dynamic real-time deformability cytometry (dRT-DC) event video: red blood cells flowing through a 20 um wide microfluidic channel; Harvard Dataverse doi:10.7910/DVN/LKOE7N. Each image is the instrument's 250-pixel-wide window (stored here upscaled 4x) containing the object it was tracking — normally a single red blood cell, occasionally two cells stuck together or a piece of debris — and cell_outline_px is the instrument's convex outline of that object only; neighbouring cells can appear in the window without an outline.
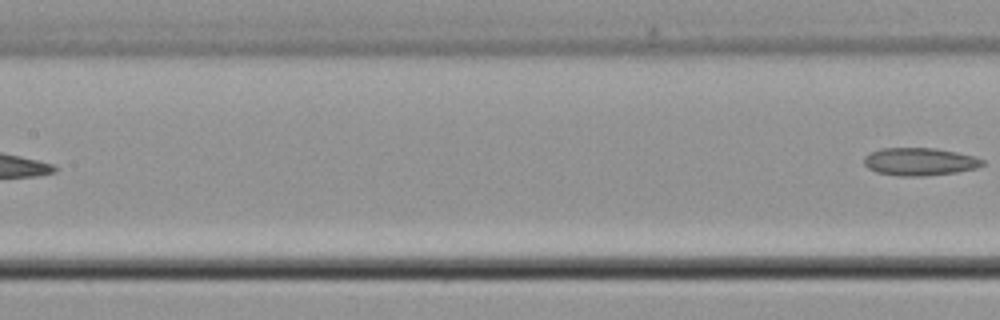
{"species": "common noctule bat (a hibernating species)", "species_latin": "Nyctalus noctula", "temperature_condition": "cold", "stored_images_in_passage": 7, "segment_of_instrument_passage": [2, 2], "camera_frame_rate_fps": 3000, "um_per_image_px": 0.085, "animal": {"sex": "male", "body_mass_g": 21.5, "forearm_length_mm": 52.0}, "frame": {"image": 1, "passage_image": 7, "time_ms": 7.333, "image_size_px": [1000, 320], "cell_outline_px": [[984, 164], [976, 168], [956, 172], [924, 176], [900, 176], [876, 172], [868, 168], [864, 164], [864, 156], [868, 152], [880, 148], [936, 148], [956, 152], [972, 156], [984, 160]], "centroid_in_image_um": [78.12, 13.73], "position_along_channel_um": 129.3, "area_um2": 19.19}}